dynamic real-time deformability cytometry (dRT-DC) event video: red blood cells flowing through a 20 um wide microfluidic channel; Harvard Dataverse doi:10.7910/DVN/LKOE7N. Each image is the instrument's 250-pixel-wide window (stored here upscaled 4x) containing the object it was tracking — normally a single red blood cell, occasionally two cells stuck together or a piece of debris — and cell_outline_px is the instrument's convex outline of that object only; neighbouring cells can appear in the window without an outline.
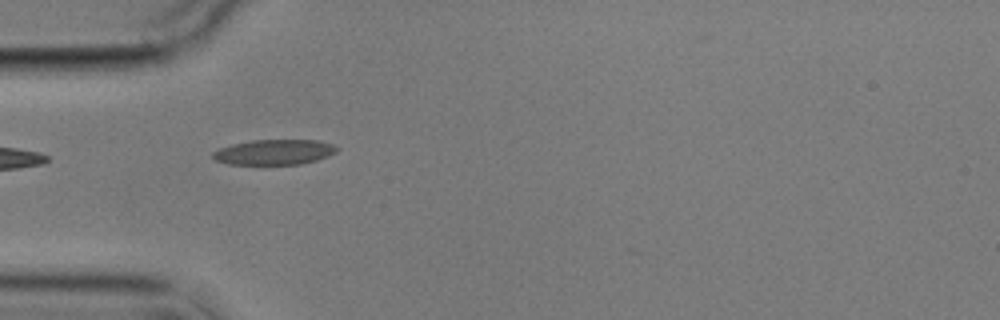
{"species": "common noctule bat (a hibernating species)", "species_latin": "Nyctalus noctula", "temperature_condition": "cold", "stored_images_in_passage": 3, "camera_frame_rate_fps": 3000, "um_per_image_px": 0.085, "animal": {"sex": "male", "body_mass_g": 17.9}, "frame": {"image": 1, "passage_image": 2, "time_ms": 1.333, "image_size_px": [1000, 320], "cell_outline_px": [[340, 148], [336, 152], [328, 156], [316, 160], [300, 164], [228, 164], [216, 160], [212, 156], [212, 152], [220, 148], [232, 144], [252, 140], [316, 140], [332, 144]], "centroid_in_image_um": [23.32, 12.92], "position_along_channel_um": 61.7, "area_um2": 18.15}}
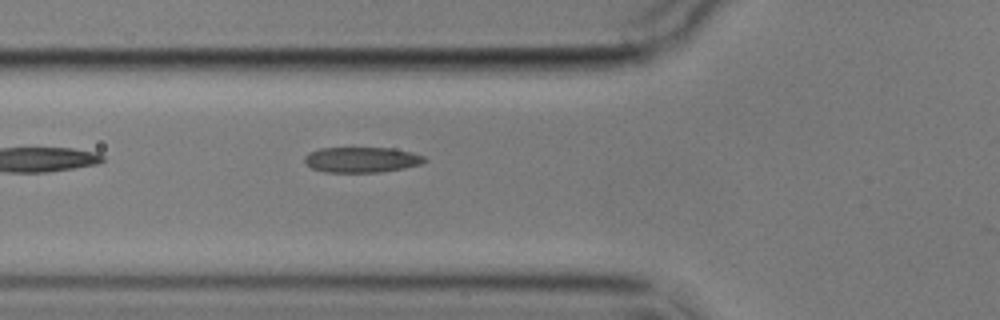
{"frame": {"image": 2, "passage_image": 3, "time_ms": 2.333, "image_size_px": [1000, 320], "cell_outline_px": [[428, 160], [420, 164], [404, 168], [380, 172], [324, 172], [312, 168], [304, 160], [304, 156], [308, 152], [320, 148], [392, 148], [412, 152], [424, 156]], "centroid_in_image_um": [30.74, 13.57], "position_along_channel_um": 95.1, "area_um2": 17.8}}